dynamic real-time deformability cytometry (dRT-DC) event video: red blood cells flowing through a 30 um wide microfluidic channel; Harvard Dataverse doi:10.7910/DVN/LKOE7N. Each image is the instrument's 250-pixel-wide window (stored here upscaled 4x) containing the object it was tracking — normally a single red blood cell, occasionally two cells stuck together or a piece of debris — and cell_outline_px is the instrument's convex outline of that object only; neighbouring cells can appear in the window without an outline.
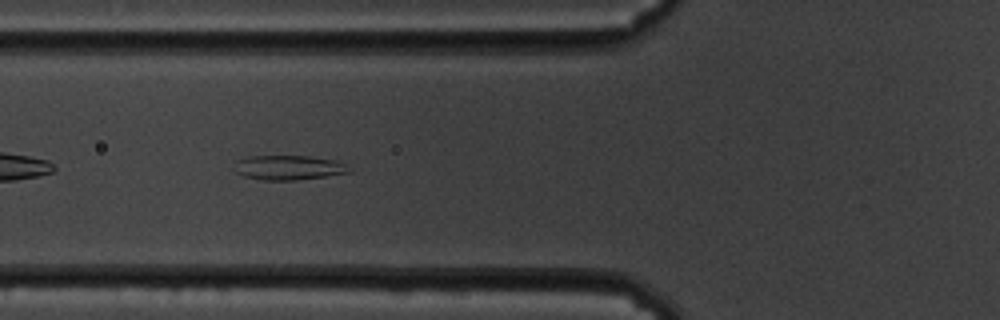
{"species": "common noctule bat (a hibernating species)", "species_latin": "Nyctalus noctula", "temperature_condition": "cold", "stored_images_in_passage": 43, "segment_of_instrument_passage": [1, 2], "camera_frame_rate_fps": 3000, "um_per_image_px": 0.085, "animal": {"sex": "male", "body_mass_g": 19.5, "forearm_length_mm": 54.6}, "frame": {"image": 1, "passage_image": 6, "time_ms": 1.667, "image_size_px": [1000, 320], "cell_outline_px": [[352, 172], [296, 180], [264, 180], [244, 176], [236, 172], [236, 160], [248, 156], [308, 156], [336, 160], [348, 164]], "centroid_in_image_um": [24.57, 14.24], "position_along_channel_um": 101.2, "area_um2": 16.42}}
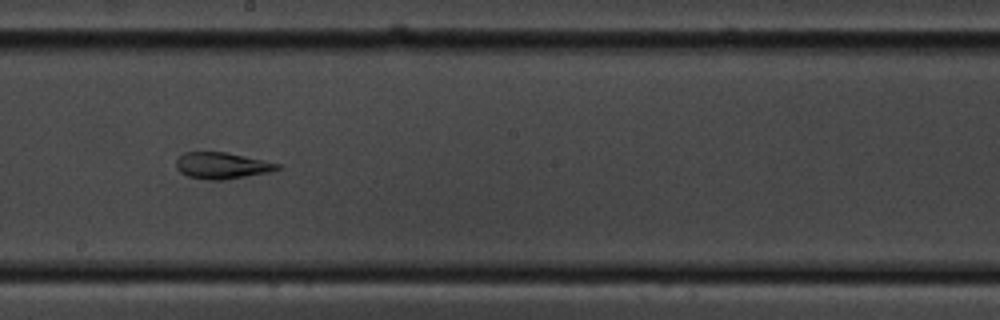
{"frame": {"image": 2, "passage_image": 17, "time_ms": 5.333, "image_size_px": [1000, 320], "cell_outline_px": [[280, 168], [268, 172], [224, 180], [208, 180], [188, 176], [180, 172], [176, 168], [176, 160], [184, 152], [224, 152], [264, 160], [280, 164]], "centroid_in_image_um": [18.83, 14.08], "position_along_channel_um": 229.4, "area_um2": 15.43}}
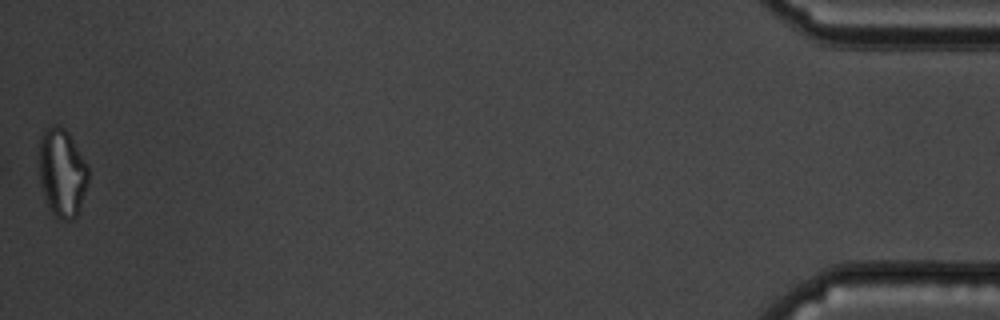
{"frame": {"image": 3, "passage_image": 42, "time_ms": 13.667, "image_size_px": [1000, 320], "cell_outline_px": [[88, 184], [80, 212], [72, 220], [64, 220], [56, 216], [52, 212], [48, 204], [40, 184], [40, 136], [44, 128], [52, 124], [56, 124], [64, 128], [68, 132], [88, 164]], "centroid_in_image_um": [5.3, 14.66], "position_along_channel_um": 429.9, "area_um2": 25.55}}